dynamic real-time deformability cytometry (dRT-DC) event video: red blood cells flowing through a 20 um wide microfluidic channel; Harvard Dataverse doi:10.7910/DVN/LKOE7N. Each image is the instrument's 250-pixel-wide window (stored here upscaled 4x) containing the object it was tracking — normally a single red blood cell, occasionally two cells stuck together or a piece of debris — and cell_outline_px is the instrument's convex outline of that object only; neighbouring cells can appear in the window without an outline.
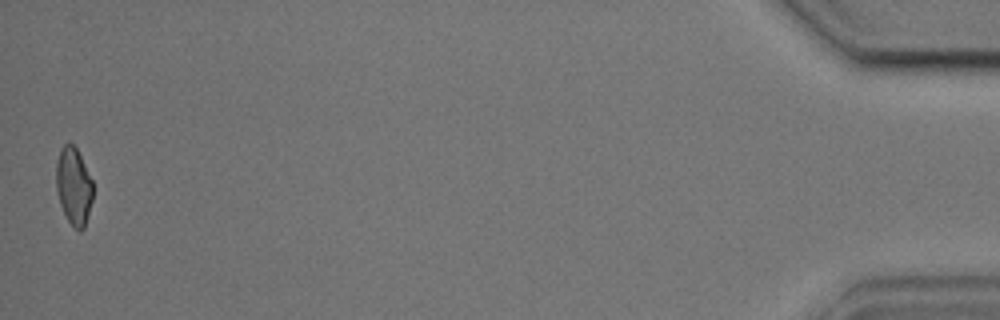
{"species": "common noctule bat (a hibernating species)", "species_latin": "Nyctalus noctula", "temperature_condition": "cold", "stored_images_in_passage": 44, "camera_frame_rate_fps": 3000, "um_per_image_px": 0.085, "animal": {"sex": "male", "body_mass_g": 17.9, "forearm_length_mm": 54.2}, "frame": {"image": 1, "passage_image": 44, "time_ms": 14.333, "image_size_px": [1000, 320], "cell_outline_px": [[92, 200], [84, 228], [80, 232], [68, 220], [60, 204], [56, 188], [56, 164], [60, 148], [64, 144], [72, 144], [76, 148], [92, 180]], "centroid_in_image_um": [6.25, 15.81], "position_along_channel_um": 429.0, "area_um2": 16.3}, "authors_computed_cell_mechanics": {"area_um2": 18.0914, "velocity_mm_per_s": 3.6029, "shape_relaxation_time_tau1_ms": 5.8473, "shape_relaxation_time_tau2_ms": 2.6222, "deformation_change_tau1": 0.1143, "deformation_change_tau2": 0.0821}}